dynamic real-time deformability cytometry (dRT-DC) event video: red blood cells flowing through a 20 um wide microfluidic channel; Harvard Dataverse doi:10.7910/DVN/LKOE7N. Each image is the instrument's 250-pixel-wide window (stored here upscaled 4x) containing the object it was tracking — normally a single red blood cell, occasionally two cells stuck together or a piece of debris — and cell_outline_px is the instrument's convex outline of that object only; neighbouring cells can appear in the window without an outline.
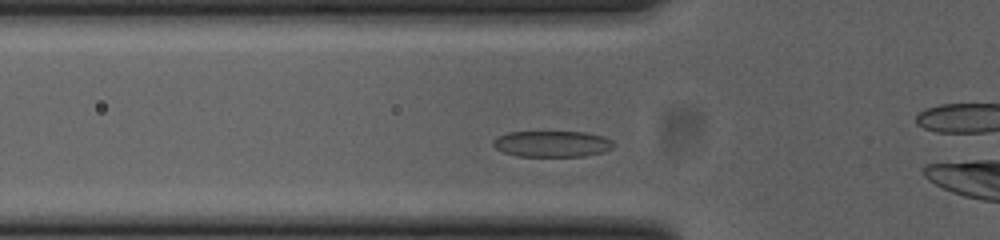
{"species": "common noctule bat (a hibernating species)", "species_latin": "Nyctalus noctula", "temperature_condition": "cold", "stored_images_in_passage": 37, "camera_frame_rate_fps": 3000, "um_per_image_px": 0.085, "animal": {"sex": "female", "body_mass_g": 23.0, "forearm_length_mm": 53.4}, "frame": {"image": 1, "passage_image": 9, "time_ms": 2.667, "image_size_px": [1000, 240], "cell_outline_px": [[616, 144], [612, 148], [604, 152], [584, 156], [516, 156], [504, 152], [496, 148], [492, 144], [492, 140], [508, 132], [584, 132], [604, 136], [612, 140]], "centroid_in_image_um": [46.96, 12.23], "position_along_channel_um": 78.8, "area_um2": 18.38}}
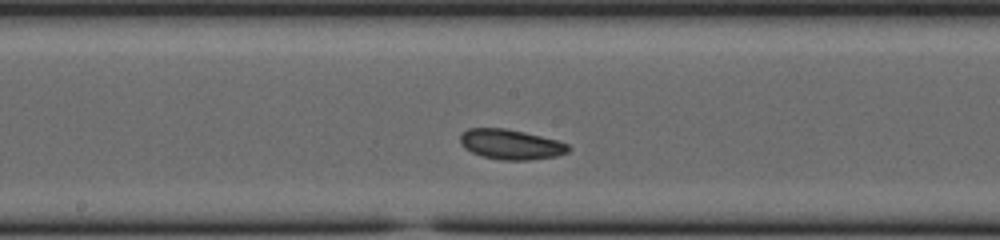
{"frame": {"image": 2, "passage_image": 19, "time_ms": 6.0, "image_size_px": [1000, 240], "cell_outline_px": [[572, 148], [568, 152], [556, 156], [528, 160], [500, 160], [484, 156], [472, 152], [464, 148], [460, 144], [460, 136], [468, 128], [504, 128], [524, 132], [556, 140], [568, 144]], "centroid_in_image_um": [43.42, 12.27], "position_along_channel_um": 204.8, "area_um2": 18.84}}
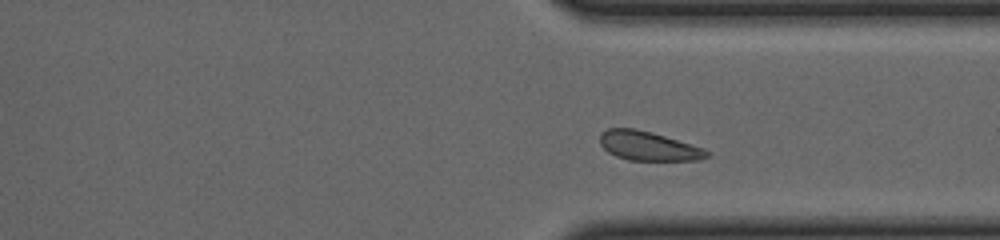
{"frame": {"image": 3, "passage_image": 31, "time_ms": 10.0, "image_size_px": [1000, 240], "cell_outline_px": [[712, 152], [708, 156], [700, 160], [628, 160], [616, 156], [608, 152], [600, 144], [600, 132], [608, 128], [636, 128], [664, 136], [704, 148]], "centroid_in_image_um": [55.1, 12.41], "position_along_channel_um": 356.3, "area_um2": 18.15}, "authors_computed_cell_mechanics": {"area_um2": 18.6116, "velocity_mm_per_s": 3.7796, "shape_relaxation_time_tau1_ms": 9.6356, "shape_relaxation_time_tau2_ms": 2.0622, "deformation_change_tau1": 0.2523, "deformation_change_tau2": 0.0658}}